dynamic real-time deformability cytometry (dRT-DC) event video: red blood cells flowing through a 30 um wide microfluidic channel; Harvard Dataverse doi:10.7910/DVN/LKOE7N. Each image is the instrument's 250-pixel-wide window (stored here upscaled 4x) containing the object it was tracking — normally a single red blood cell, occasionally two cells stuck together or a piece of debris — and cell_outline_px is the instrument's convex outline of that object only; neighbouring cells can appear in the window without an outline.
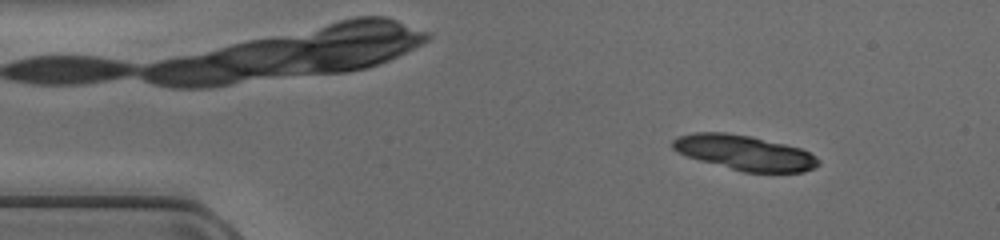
{"species": "common noctule bat (a hibernating species)", "species_latin": "Nyctalus noctula", "temperature_condition": "cold", "stored_images_in_passage": 44, "segment_of_instrument_passage": [1, 3], "camera_frame_rate_fps": 3000, "um_per_image_px": 0.085, "animal": {"sex": "female", "body_mass_g": 17.0, "forearm_length_mm": 48.0}, "frame": {"image": 1, "passage_image": 1, "time_ms": 0.0, "image_size_px": [1000, 240], "cell_outline_px": [[820, 164], [816, 168], [804, 172], [744, 172], [700, 160], [676, 152], [672, 148], [672, 140], [676, 136], [692, 132], [724, 132], [752, 136], [800, 148], [816, 156], [820, 160]], "centroid_in_image_um": [63.28, 12.97], "position_along_channel_um": 21.7, "area_um2": 29.77}}